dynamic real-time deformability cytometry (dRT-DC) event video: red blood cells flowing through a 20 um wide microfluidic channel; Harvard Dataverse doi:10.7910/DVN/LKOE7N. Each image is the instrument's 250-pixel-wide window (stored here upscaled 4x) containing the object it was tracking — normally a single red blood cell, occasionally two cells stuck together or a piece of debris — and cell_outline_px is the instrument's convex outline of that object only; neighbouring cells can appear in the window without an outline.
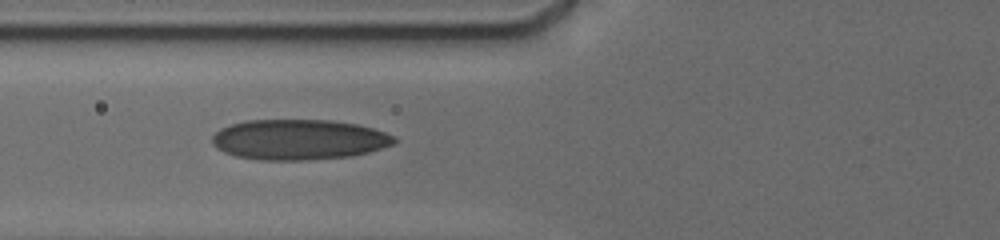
{"species": "human", "species_latin": "Homo sapiens", "temperature_condition": "cold", "stored_images_in_passage": 25, "camera_frame_rate_fps": 3000, "um_per_image_px": 0.085, "donor": {"sex": "male"}, "frame": {"image": 1, "passage_image": 22, "time_ms": 7.333, "image_size_px": [1000, 240], "cell_outline_px": [[396, 140], [392, 144], [368, 152], [352, 156], [308, 160], [260, 160], [236, 156], [224, 152], [216, 148], [212, 144], [212, 136], [220, 128], [232, 124], [248, 120], [328, 120], [356, 124], [372, 128], [384, 132], [392, 136]], "centroid_in_image_um": [25.35, 11.87], "position_along_channel_um": 100.4, "area_um2": 42.66}}
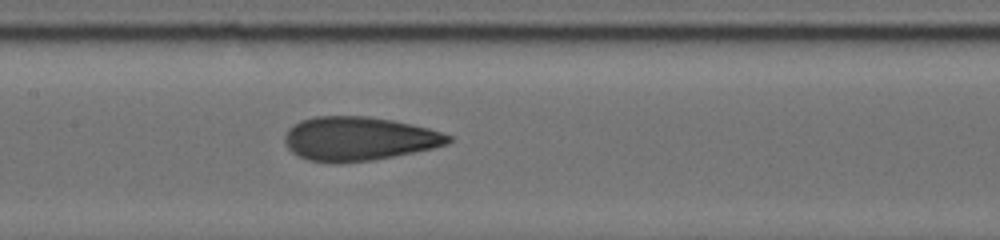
{"frame": {"image": 2, "passage_image": 25, "time_ms": 9.333, "image_size_px": [1000, 240], "cell_outline_px": [[452, 140], [448, 144], [432, 148], [372, 160], [336, 164], [332, 164], [308, 160], [296, 156], [288, 148], [284, 140], [284, 136], [288, 128], [300, 120], [316, 116], [364, 116], [392, 120], [412, 124], [428, 128], [452, 136]], "centroid_in_image_um": [30.44, 11.8], "position_along_channel_um": 177.0, "area_um2": 41.96}}